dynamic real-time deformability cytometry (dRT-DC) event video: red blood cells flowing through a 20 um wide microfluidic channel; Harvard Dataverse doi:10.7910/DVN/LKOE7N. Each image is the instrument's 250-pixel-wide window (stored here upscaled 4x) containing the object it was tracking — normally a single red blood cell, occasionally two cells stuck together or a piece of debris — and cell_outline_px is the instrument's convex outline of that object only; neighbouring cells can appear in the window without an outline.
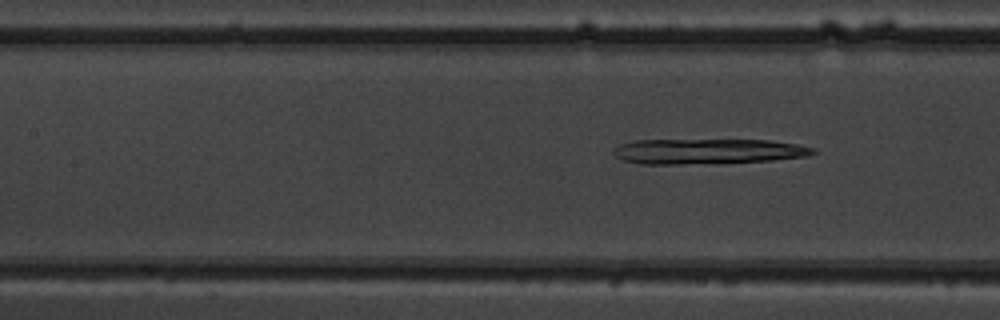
{"species": "common noctule bat (a hibernating species)", "species_latin": "Nyctalus noctula", "temperature_condition": "warm", "stored_images_in_passage": 7, "camera_frame_rate_fps": 3000, "um_per_image_px": 0.085, "animal": {"sex": "male", "body_mass_g": 19.5, "forearm_length_mm": 54.6}, "frame": {"image": 1, "passage_image": 7, "time_ms": 9.333, "image_size_px": [1000, 320], "cell_outline_px": [[816, 152], [808, 156], [772, 160], [716, 164], [640, 164], [624, 160], [616, 156], [612, 152], [620, 144], [636, 140], [768, 140], [796, 144], [816, 148]], "centroid_in_image_um": [60.19, 12.87], "position_along_channel_um": 147.2, "area_um2": 29.59}}